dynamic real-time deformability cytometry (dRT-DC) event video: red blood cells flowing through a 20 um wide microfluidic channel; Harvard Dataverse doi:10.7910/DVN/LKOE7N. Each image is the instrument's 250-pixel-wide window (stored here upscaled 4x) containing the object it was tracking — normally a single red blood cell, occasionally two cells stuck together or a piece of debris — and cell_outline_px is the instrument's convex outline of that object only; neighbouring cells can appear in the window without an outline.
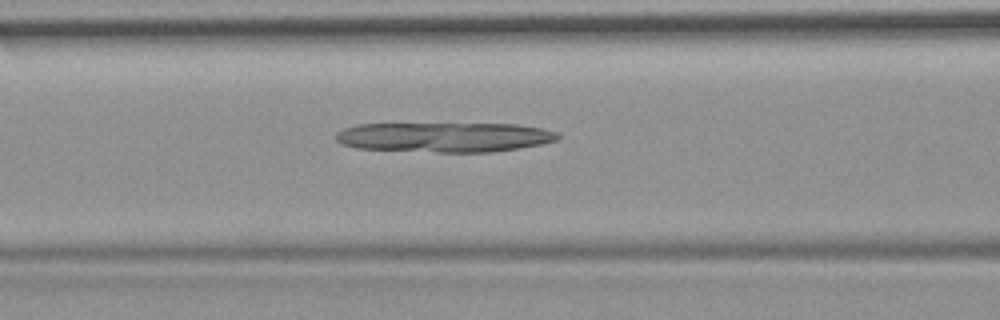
{"species": "common noctule bat (a hibernating species)", "species_latin": "Nyctalus noctula", "temperature_condition": "room temperature", "stored_images_in_passage": 53, "camera_frame_rate_fps": 3000, "um_per_image_px": 0.085, "animal": {"sex": "female", "body_mass_g": 19.9}, "frame": {"image": 1, "passage_image": 22, "time_ms": 7.0, "image_size_px": [1000, 320], "cell_outline_px": [[560, 140], [520, 148], [492, 152], [436, 152], [356, 148], [340, 144], [336, 140], [336, 132], [344, 128], [356, 124], [516, 124], [540, 128], [556, 132], [560, 136]], "centroid_in_image_um": [37.76, 11.66], "position_along_channel_um": 128.8, "area_um2": 38.61}}
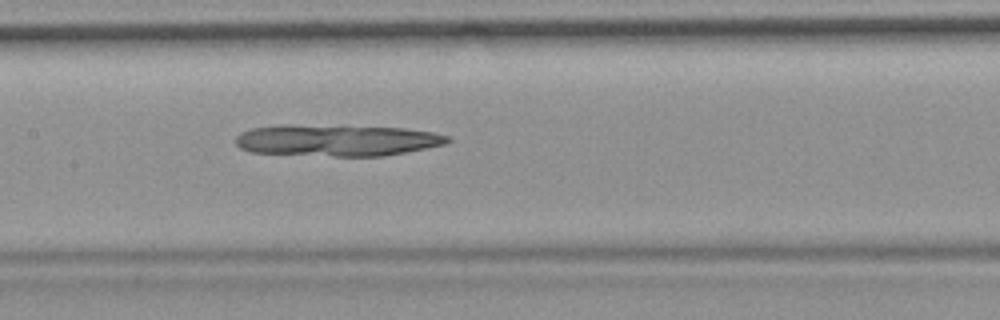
{"frame": {"image": 2, "passage_image": 26, "time_ms": 8.333, "image_size_px": [1000, 320], "cell_outline_px": [[452, 140], [444, 144], [384, 156], [336, 156], [252, 152], [240, 148], [236, 144], [236, 136], [240, 132], [252, 128], [280, 124], [292, 124], [404, 128], [432, 132], [448, 136]], "centroid_in_image_um": [28.58, 11.91], "position_along_channel_um": 178.8, "area_um2": 38.9}}
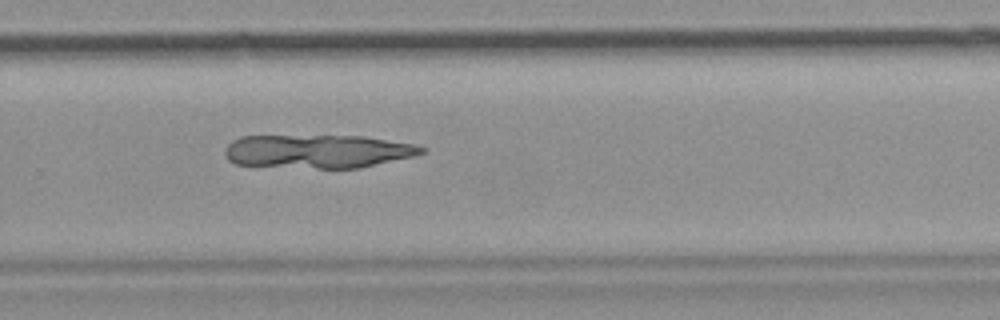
{"frame": {"image": 3, "passage_image": 36, "time_ms": 11.667, "image_size_px": [1000, 320], "cell_outline_px": [[428, 148], [424, 152], [416, 156], [360, 168], [316, 168], [236, 164], [228, 160], [224, 152], [224, 148], [232, 140], [240, 136], [364, 136], [416, 144]], "centroid_in_image_um": [27.06, 12.86], "position_along_channel_um": 302.7, "area_um2": 38.61}}